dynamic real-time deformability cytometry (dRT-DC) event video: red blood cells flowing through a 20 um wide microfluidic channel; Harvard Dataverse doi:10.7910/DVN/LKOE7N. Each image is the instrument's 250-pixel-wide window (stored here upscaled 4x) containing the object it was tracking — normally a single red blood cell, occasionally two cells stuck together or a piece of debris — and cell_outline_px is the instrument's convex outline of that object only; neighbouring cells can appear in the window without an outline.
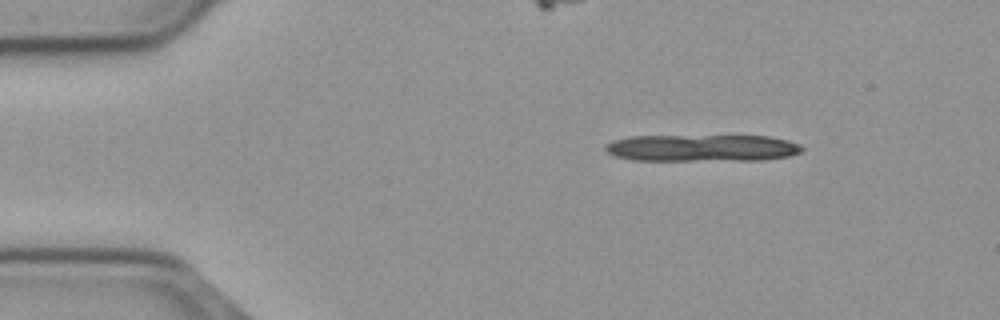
{"species": "common noctule bat (a hibernating species)", "species_latin": "Nyctalus noctula", "temperature_condition": "cold", "stored_images_in_passage": 9, "camera_frame_rate_fps": 3000, "um_per_image_px": 0.085, "animal": {"sex": "male", "body_mass_g": 23.1, "forearm_length_mm": 52.7}, "frame": {"image": 1, "passage_image": 2, "time_ms": 0.333, "image_size_px": [1000, 320], "cell_outline_px": [[804, 148], [800, 152], [788, 156], [764, 160], [632, 160], [616, 156], [608, 152], [604, 148], [612, 140], [628, 136], [768, 136], [788, 140]], "centroid_in_image_um": [59.66, 12.58], "position_along_channel_um": 25.3, "area_um2": 30.75}}